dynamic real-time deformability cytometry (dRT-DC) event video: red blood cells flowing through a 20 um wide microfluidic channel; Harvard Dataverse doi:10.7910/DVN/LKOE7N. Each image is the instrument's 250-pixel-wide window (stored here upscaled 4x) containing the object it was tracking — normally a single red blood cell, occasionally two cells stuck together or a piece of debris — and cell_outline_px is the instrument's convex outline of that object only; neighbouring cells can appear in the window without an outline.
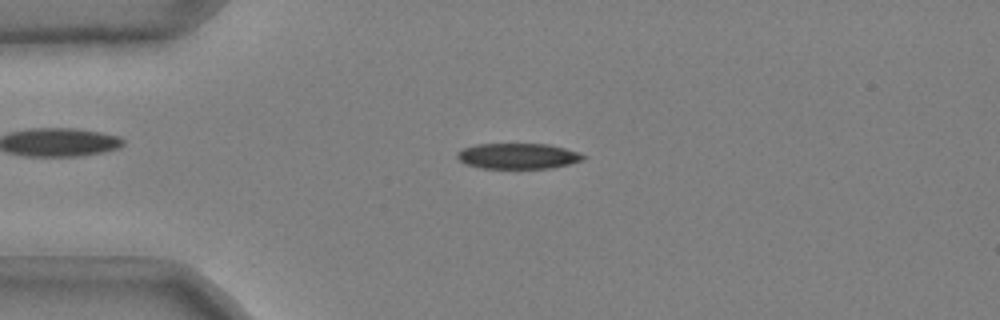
{"species": "common noctule bat (a hibernating species)", "species_latin": "Nyctalus noctula", "temperature_condition": "cold", "stored_images_in_passage": 51, "camera_frame_rate_fps": 3000, "um_per_image_px": 0.085, "animal": {"sex": "male", "body_mass_g": 20.4}, "frame": {"image": 1, "passage_image": 12, "time_ms": 3.667, "image_size_px": [1000, 320], "cell_outline_px": [[588, 156], [584, 160], [552, 168], [480, 168], [464, 164], [456, 156], [456, 152], [464, 148], [476, 144], [548, 144], [580, 152]], "centroid_in_image_um": [44.04, 13.26], "position_along_channel_um": 41.0, "area_um2": 18.96}}
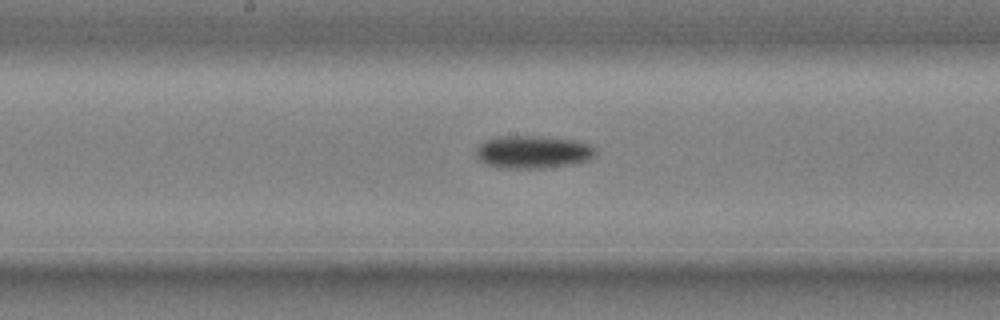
{"frame": {"image": 2, "passage_image": 27, "time_ms": 8.667, "image_size_px": [1000, 320], "cell_outline_px": [[596, 152], [588, 160], [568, 164], [544, 168], [500, 168], [484, 164], [476, 156], [476, 148], [484, 140], [504, 136], [532, 136], [572, 140], [588, 144]], "centroid_in_image_um": [45.21, 12.93], "position_along_channel_um": 203.0, "area_um2": 22.43}}
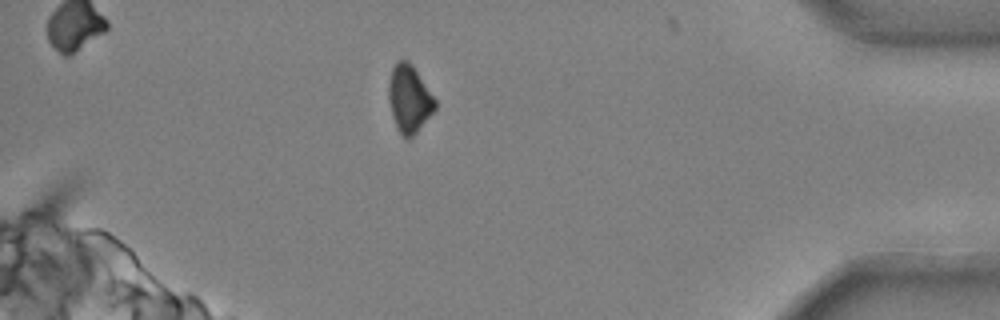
{"frame": {"image": 3, "passage_image": 46, "time_ms": 15.0, "image_size_px": [1000, 320], "cell_outline_px": [[436, 108], [416, 132], [408, 140], [396, 128], [392, 116], [388, 96], [388, 84], [392, 68], [396, 60], [408, 60], [412, 64], [436, 100]], "centroid_in_image_um": [34.76, 8.38], "position_along_channel_um": 400.4, "area_um2": 18.15}, "authors_computed_cell_mechanics": {"area_um2": 19.9988, "velocity_mm_per_s": 3.6996, "shape_relaxation_time_tau1_ms": 2.2689, "shape_relaxation_time_tau2_ms": null, "deformation_change_tau1": 0.1157, "deformation_change_tau2": null}}